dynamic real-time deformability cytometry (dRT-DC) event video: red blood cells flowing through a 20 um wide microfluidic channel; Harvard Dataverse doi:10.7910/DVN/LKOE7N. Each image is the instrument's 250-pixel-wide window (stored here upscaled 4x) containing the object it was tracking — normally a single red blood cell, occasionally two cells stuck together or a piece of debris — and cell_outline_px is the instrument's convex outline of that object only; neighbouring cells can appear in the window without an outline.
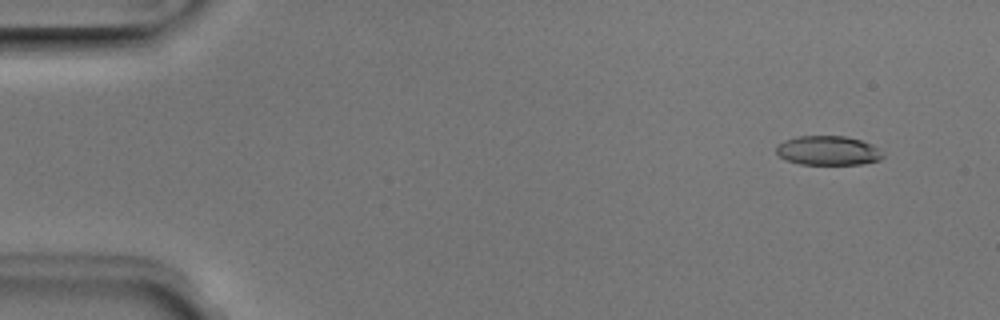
{"species": "Egyptian fruit bat (a non-hibernating species)", "species_latin": "Rousettus aegyptiacus", "temperature_condition": "room temperature", "stored_images_in_passage": 5, "camera_frame_rate_fps": 3000, "um_per_image_px": 0.085, "animal": {"sex": "male"}, "frame": {"image": 1, "passage_image": 2, "time_ms": 0.333, "image_size_px": [1000, 320], "cell_outline_px": [[884, 156], [880, 160], [860, 164], [800, 164], [784, 160], [776, 152], [776, 144], [784, 140], [796, 136], [844, 136], [860, 140], [872, 144], [884, 152]], "centroid_in_image_um": [70.37, 12.79], "position_along_channel_um": 14.6, "area_um2": 18.38}}
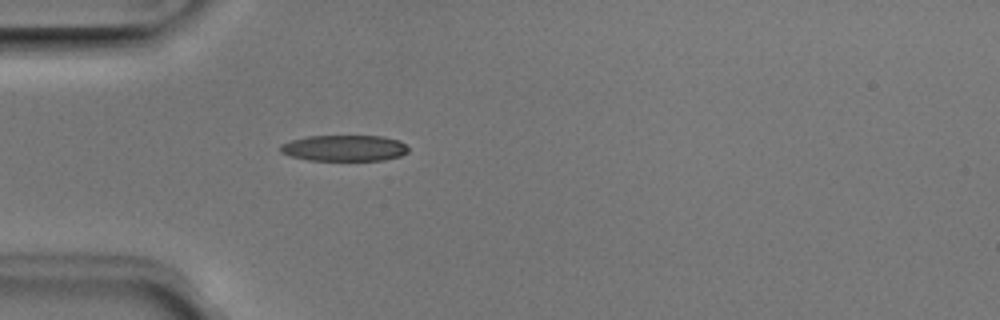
{"frame": {"image": 2, "passage_image": 5, "time_ms": 1.333, "image_size_px": [1000, 320], "cell_outline_px": [[408, 152], [400, 156], [384, 160], [308, 160], [292, 156], [280, 152], [280, 144], [292, 140], [308, 136], [380, 136], [400, 140], [408, 148]], "centroid_in_image_um": [29.27, 12.58], "position_along_channel_um": 55.7, "area_um2": 19.36}}